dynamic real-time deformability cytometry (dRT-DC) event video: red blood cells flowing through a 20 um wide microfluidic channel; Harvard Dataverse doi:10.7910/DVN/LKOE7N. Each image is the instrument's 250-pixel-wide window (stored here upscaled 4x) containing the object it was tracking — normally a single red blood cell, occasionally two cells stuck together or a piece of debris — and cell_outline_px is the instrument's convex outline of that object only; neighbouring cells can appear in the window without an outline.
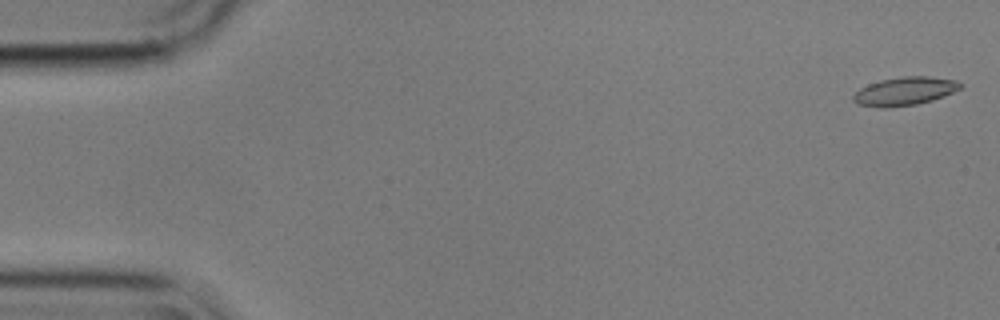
{"species": "common noctule bat (a hibernating species)", "species_latin": "Nyctalus noctula", "temperature_condition": "cold", "stored_images_in_passage": 13, "camera_frame_rate_fps": 3000, "um_per_image_px": 0.085, "animal": {"sex": "male", "body_mass_g": 17.9}, "frame": {"image": 1, "passage_image": 2, "time_ms": 0.333, "image_size_px": [1000, 320], "cell_outline_px": [[964, 84], [960, 88], [944, 96], [932, 100], [916, 104], [888, 108], [880, 108], [856, 104], [852, 100], [852, 96], [860, 88], [868, 84], [880, 80], [904, 76], [928, 76], [956, 80]], "centroid_in_image_um": [76.87, 7.76], "position_along_channel_um": 8.1, "area_um2": 17.8}}